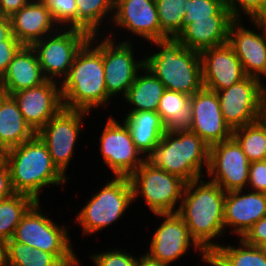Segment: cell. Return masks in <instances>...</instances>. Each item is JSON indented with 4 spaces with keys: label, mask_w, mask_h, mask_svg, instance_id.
<instances>
[{
    "label": "cell",
    "mask_w": 266,
    "mask_h": 266,
    "mask_svg": "<svg viewBox=\"0 0 266 266\" xmlns=\"http://www.w3.org/2000/svg\"><path fill=\"white\" fill-rule=\"evenodd\" d=\"M225 195L226 192L208 178L186 182L177 214L205 252H213L220 245L215 240L222 241L225 237Z\"/></svg>",
    "instance_id": "cell-1"
},
{
    "label": "cell",
    "mask_w": 266,
    "mask_h": 266,
    "mask_svg": "<svg viewBox=\"0 0 266 266\" xmlns=\"http://www.w3.org/2000/svg\"><path fill=\"white\" fill-rule=\"evenodd\" d=\"M60 89L63 108L91 113L104 105L110 107L112 99L106 90L103 55L89 39L76 53Z\"/></svg>",
    "instance_id": "cell-2"
},
{
    "label": "cell",
    "mask_w": 266,
    "mask_h": 266,
    "mask_svg": "<svg viewBox=\"0 0 266 266\" xmlns=\"http://www.w3.org/2000/svg\"><path fill=\"white\" fill-rule=\"evenodd\" d=\"M5 163L10 169L15 193L30 196L36 202H41L43 190L55 185L65 187L71 182L53 164L46 145L37 135L5 151Z\"/></svg>",
    "instance_id": "cell-3"
},
{
    "label": "cell",
    "mask_w": 266,
    "mask_h": 266,
    "mask_svg": "<svg viewBox=\"0 0 266 266\" xmlns=\"http://www.w3.org/2000/svg\"><path fill=\"white\" fill-rule=\"evenodd\" d=\"M149 44L157 50L154 48L152 54L145 51V67L165 89L192 96L204 87L199 51L184 47L176 37L152 40Z\"/></svg>",
    "instance_id": "cell-4"
},
{
    "label": "cell",
    "mask_w": 266,
    "mask_h": 266,
    "mask_svg": "<svg viewBox=\"0 0 266 266\" xmlns=\"http://www.w3.org/2000/svg\"><path fill=\"white\" fill-rule=\"evenodd\" d=\"M210 146L192 131H165L154 152L147 158L155 166L186 182L205 177ZM204 174V175H203Z\"/></svg>",
    "instance_id": "cell-5"
},
{
    "label": "cell",
    "mask_w": 266,
    "mask_h": 266,
    "mask_svg": "<svg viewBox=\"0 0 266 266\" xmlns=\"http://www.w3.org/2000/svg\"><path fill=\"white\" fill-rule=\"evenodd\" d=\"M108 178L100 190L75 215L73 224L79 225L86 237L101 233L123 219L133 205V190L129 177ZM110 179V180H109Z\"/></svg>",
    "instance_id": "cell-6"
},
{
    "label": "cell",
    "mask_w": 266,
    "mask_h": 266,
    "mask_svg": "<svg viewBox=\"0 0 266 266\" xmlns=\"http://www.w3.org/2000/svg\"><path fill=\"white\" fill-rule=\"evenodd\" d=\"M36 202L22 217L13 239L32 248L55 254L66 266H78V254L74 253L68 226L59 225Z\"/></svg>",
    "instance_id": "cell-7"
},
{
    "label": "cell",
    "mask_w": 266,
    "mask_h": 266,
    "mask_svg": "<svg viewBox=\"0 0 266 266\" xmlns=\"http://www.w3.org/2000/svg\"><path fill=\"white\" fill-rule=\"evenodd\" d=\"M129 179L133 202L141 199L153 215L177 213L186 185L181 177L164 171L146 159Z\"/></svg>",
    "instance_id": "cell-8"
},
{
    "label": "cell",
    "mask_w": 266,
    "mask_h": 266,
    "mask_svg": "<svg viewBox=\"0 0 266 266\" xmlns=\"http://www.w3.org/2000/svg\"><path fill=\"white\" fill-rule=\"evenodd\" d=\"M89 40L102 52L108 96L123 100L138 72L145 66V55L136 59V43L132 44L133 41H121L105 34L90 36Z\"/></svg>",
    "instance_id": "cell-9"
},
{
    "label": "cell",
    "mask_w": 266,
    "mask_h": 266,
    "mask_svg": "<svg viewBox=\"0 0 266 266\" xmlns=\"http://www.w3.org/2000/svg\"><path fill=\"white\" fill-rule=\"evenodd\" d=\"M88 115L86 111L62 108L36 133L46 145L53 164L68 179L67 169Z\"/></svg>",
    "instance_id": "cell-10"
},
{
    "label": "cell",
    "mask_w": 266,
    "mask_h": 266,
    "mask_svg": "<svg viewBox=\"0 0 266 266\" xmlns=\"http://www.w3.org/2000/svg\"><path fill=\"white\" fill-rule=\"evenodd\" d=\"M89 37L82 30L60 27L32 44L44 76L61 83L68 75L76 53Z\"/></svg>",
    "instance_id": "cell-11"
},
{
    "label": "cell",
    "mask_w": 266,
    "mask_h": 266,
    "mask_svg": "<svg viewBox=\"0 0 266 266\" xmlns=\"http://www.w3.org/2000/svg\"><path fill=\"white\" fill-rule=\"evenodd\" d=\"M105 125L100 131L99 152L103 164L108 166L114 177H129L146 160L136 148L129 128L112 114L107 115Z\"/></svg>",
    "instance_id": "cell-12"
},
{
    "label": "cell",
    "mask_w": 266,
    "mask_h": 266,
    "mask_svg": "<svg viewBox=\"0 0 266 266\" xmlns=\"http://www.w3.org/2000/svg\"><path fill=\"white\" fill-rule=\"evenodd\" d=\"M110 26L111 28H108L109 30L106 31L105 35L113 39L120 38V35L117 34L122 33V31H128L127 34L133 36L130 39L129 36L127 37L122 33L123 38H127H122V41H131L132 39L135 41L138 37V41L142 40L141 43L143 40L145 43L146 41L149 43L152 40L168 38L161 30L155 0H115ZM114 27L118 33H113Z\"/></svg>",
    "instance_id": "cell-13"
},
{
    "label": "cell",
    "mask_w": 266,
    "mask_h": 266,
    "mask_svg": "<svg viewBox=\"0 0 266 266\" xmlns=\"http://www.w3.org/2000/svg\"><path fill=\"white\" fill-rule=\"evenodd\" d=\"M160 221L151 235L148 250L145 253L152 259L174 264L180 261L190 248L193 252L203 255L205 251L191 237L188 227L177 213L154 214ZM194 249V250H193Z\"/></svg>",
    "instance_id": "cell-14"
},
{
    "label": "cell",
    "mask_w": 266,
    "mask_h": 266,
    "mask_svg": "<svg viewBox=\"0 0 266 266\" xmlns=\"http://www.w3.org/2000/svg\"><path fill=\"white\" fill-rule=\"evenodd\" d=\"M250 161L237 141L231 137L209 148L206 178L225 192L247 189Z\"/></svg>",
    "instance_id": "cell-15"
},
{
    "label": "cell",
    "mask_w": 266,
    "mask_h": 266,
    "mask_svg": "<svg viewBox=\"0 0 266 266\" xmlns=\"http://www.w3.org/2000/svg\"><path fill=\"white\" fill-rule=\"evenodd\" d=\"M263 82L245 76L229 88L217 91L225 123L231 130L259 120Z\"/></svg>",
    "instance_id": "cell-16"
},
{
    "label": "cell",
    "mask_w": 266,
    "mask_h": 266,
    "mask_svg": "<svg viewBox=\"0 0 266 266\" xmlns=\"http://www.w3.org/2000/svg\"><path fill=\"white\" fill-rule=\"evenodd\" d=\"M243 21L247 23L244 19H236L231 24L228 44L241 61L245 75L256 77L264 82L266 79V36L252 20H249V23L253 30L249 26L247 28L246 24L243 26Z\"/></svg>",
    "instance_id": "cell-17"
},
{
    "label": "cell",
    "mask_w": 266,
    "mask_h": 266,
    "mask_svg": "<svg viewBox=\"0 0 266 266\" xmlns=\"http://www.w3.org/2000/svg\"><path fill=\"white\" fill-rule=\"evenodd\" d=\"M209 146L232 137L225 123L217 92L202 88L191 96V130Z\"/></svg>",
    "instance_id": "cell-18"
},
{
    "label": "cell",
    "mask_w": 266,
    "mask_h": 266,
    "mask_svg": "<svg viewBox=\"0 0 266 266\" xmlns=\"http://www.w3.org/2000/svg\"><path fill=\"white\" fill-rule=\"evenodd\" d=\"M26 123L37 133L62 108L60 83L47 80L43 84L12 93Z\"/></svg>",
    "instance_id": "cell-19"
},
{
    "label": "cell",
    "mask_w": 266,
    "mask_h": 266,
    "mask_svg": "<svg viewBox=\"0 0 266 266\" xmlns=\"http://www.w3.org/2000/svg\"><path fill=\"white\" fill-rule=\"evenodd\" d=\"M265 216L266 193L248 189L226 192L224 202L225 234L230 233V235L241 238L252 225ZM228 228L230 231L227 230Z\"/></svg>",
    "instance_id": "cell-20"
},
{
    "label": "cell",
    "mask_w": 266,
    "mask_h": 266,
    "mask_svg": "<svg viewBox=\"0 0 266 266\" xmlns=\"http://www.w3.org/2000/svg\"><path fill=\"white\" fill-rule=\"evenodd\" d=\"M204 88L220 91L231 87L246 75L232 47L225 43L200 51Z\"/></svg>",
    "instance_id": "cell-21"
},
{
    "label": "cell",
    "mask_w": 266,
    "mask_h": 266,
    "mask_svg": "<svg viewBox=\"0 0 266 266\" xmlns=\"http://www.w3.org/2000/svg\"><path fill=\"white\" fill-rule=\"evenodd\" d=\"M12 35L22 44L31 46L60 27L42 0H32L11 17Z\"/></svg>",
    "instance_id": "cell-22"
},
{
    "label": "cell",
    "mask_w": 266,
    "mask_h": 266,
    "mask_svg": "<svg viewBox=\"0 0 266 266\" xmlns=\"http://www.w3.org/2000/svg\"><path fill=\"white\" fill-rule=\"evenodd\" d=\"M236 19L232 15H212L192 19L176 37L184 47L196 51L228 43L229 29Z\"/></svg>",
    "instance_id": "cell-23"
},
{
    "label": "cell",
    "mask_w": 266,
    "mask_h": 266,
    "mask_svg": "<svg viewBox=\"0 0 266 266\" xmlns=\"http://www.w3.org/2000/svg\"><path fill=\"white\" fill-rule=\"evenodd\" d=\"M47 80L32 46L23 45L0 80V92L11 95L23 89L37 87Z\"/></svg>",
    "instance_id": "cell-24"
},
{
    "label": "cell",
    "mask_w": 266,
    "mask_h": 266,
    "mask_svg": "<svg viewBox=\"0 0 266 266\" xmlns=\"http://www.w3.org/2000/svg\"><path fill=\"white\" fill-rule=\"evenodd\" d=\"M122 121L129 128L136 148L147 159L159 144L166 129L160 115L153 111H127Z\"/></svg>",
    "instance_id": "cell-25"
},
{
    "label": "cell",
    "mask_w": 266,
    "mask_h": 266,
    "mask_svg": "<svg viewBox=\"0 0 266 266\" xmlns=\"http://www.w3.org/2000/svg\"><path fill=\"white\" fill-rule=\"evenodd\" d=\"M35 135L14 98L0 92V148L7 151L31 140Z\"/></svg>",
    "instance_id": "cell-26"
},
{
    "label": "cell",
    "mask_w": 266,
    "mask_h": 266,
    "mask_svg": "<svg viewBox=\"0 0 266 266\" xmlns=\"http://www.w3.org/2000/svg\"><path fill=\"white\" fill-rule=\"evenodd\" d=\"M143 73V74H142ZM163 83L145 66L138 72L134 83L130 86L124 105L128 111L157 112L160 99L165 91ZM127 103V104H125Z\"/></svg>",
    "instance_id": "cell-27"
},
{
    "label": "cell",
    "mask_w": 266,
    "mask_h": 266,
    "mask_svg": "<svg viewBox=\"0 0 266 266\" xmlns=\"http://www.w3.org/2000/svg\"><path fill=\"white\" fill-rule=\"evenodd\" d=\"M157 113L167 131L176 133L191 130V96L166 89Z\"/></svg>",
    "instance_id": "cell-28"
},
{
    "label": "cell",
    "mask_w": 266,
    "mask_h": 266,
    "mask_svg": "<svg viewBox=\"0 0 266 266\" xmlns=\"http://www.w3.org/2000/svg\"><path fill=\"white\" fill-rule=\"evenodd\" d=\"M75 1L78 10L77 29L89 36L105 34L113 18L115 0Z\"/></svg>",
    "instance_id": "cell-29"
},
{
    "label": "cell",
    "mask_w": 266,
    "mask_h": 266,
    "mask_svg": "<svg viewBox=\"0 0 266 266\" xmlns=\"http://www.w3.org/2000/svg\"><path fill=\"white\" fill-rule=\"evenodd\" d=\"M35 203L36 201L32 197L17 193L0 201L1 239L9 241L13 238L22 217Z\"/></svg>",
    "instance_id": "cell-30"
},
{
    "label": "cell",
    "mask_w": 266,
    "mask_h": 266,
    "mask_svg": "<svg viewBox=\"0 0 266 266\" xmlns=\"http://www.w3.org/2000/svg\"><path fill=\"white\" fill-rule=\"evenodd\" d=\"M7 266H66L55 254L32 248L15 241H7Z\"/></svg>",
    "instance_id": "cell-31"
},
{
    "label": "cell",
    "mask_w": 266,
    "mask_h": 266,
    "mask_svg": "<svg viewBox=\"0 0 266 266\" xmlns=\"http://www.w3.org/2000/svg\"><path fill=\"white\" fill-rule=\"evenodd\" d=\"M238 246L232 243H224L213 251L226 266H266V256L262 251L253 245L245 243L237 238Z\"/></svg>",
    "instance_id": "cell-32"
},
{
    "label": "cell",
    "mask_w": 266,
    "mask_h": 266,
    "mask_svg": "<svg viewBox=\"0 0 266 266\" xmlns=\"http://www.w3.org/2000/svg\"><path fill=\"white\" fill-rule=\"evenodd\" d=\"M232 137L250 162L266 160V127L259 120L232 130Z\"/></svg>",
    "instance_id": "cell-33"
},
{
    "label": "cell",
    "mask_w": 266,
    "mask_h": 266,
    "mask_svg": "<svg viewBox=\"0 0 266 266\" xmlns=\"http://www.w3.org/2000/svg\"><path fill=\"white\" fill-rule=\"evenodd\" d=\"M188 0H155L161 30L168 37H177Z\"/></svg>",
    "instance_id": "cell-34"
},
{
    "label": "cell",
    "mask_w": 266,
    "mask_h": 266,
    "mask_svg": "<svg viewBox=\"0 0 266 266\" xmlns=\"http://www.w3.org/2000/svg\"><path fill=\"white\" fill-rule=\"evenodd\" d=\"M181 21V31L192 19L210 18L212 15H232L226 6V0H188Z\"/></svg>",
    "instance_id": "cell-35"
},
{
    "label": "cell",
    "mask_w": 266,
    "mask_h": 266,
    "mask_svg": "<svg viewBox=\"0 0 266 266\" xmlns=\"http://www.w3.org/2000/svg\"><path fill=\"white\" fill-rule=\"evenodd\" d=\"M61 28L77 29L78 10L75 0H42Z\"/></svg>",
    "instance_id": "cell-36"
},
{
    "label": "cell",
    "mask_w": 266,
    "mask_h": 266,
    "mask_svg": "<svg viewBox=\"0 0 266 266\" xmlns=\"http://www.w3.org/2000/svg\"><path fill=\"white\" fill-rule=\"evenodd\" d=\"M139 256L140 252L139 255L135 256L126 249L115 247L102 251V253L101 251L91 253L88 258L95 266H138Z\"/></svg>",
    "instance_id": "cell-37"
},
{
    "label": "cell",
    "mask_w": 266,
    "mask_h": 266,
    "mask_svg": "<svg viewBox=\"0 0 266 266\" xmlns=\"http://www.w3.org/2000/svg\"><path fill=\"white\" fill-rule=\"evenodd\" d=\"M226 6L235 19H243L247 16L248 20H252L266 8V0H226Z\"/></svg>",
    "instance_id": "cell-38"
},
{
    "label": "cell",
    "mask_w": 266,
    "mask_h": 266,
    "mask_svg": "<svg viewBox=\"0 0 266 266\" xmlns=\"http://www.w3.org/2000/svg\"><path fill=\"white\" fill-rule=\"evenodd\" d=\"M248 175L247 189L266 193V160L250 162Z\"/></svg>",
    "instance_id": "cell-39"
},
{
    "label": "cell",
    "mask_w": 266,
    "mask_h": 266,
    "mask_svg": "<svg viewBox=\"0 0 266 266\" xmlns=\"http://www.w3.org/2000/svg\"><path fill=\"white\" fill-rule=\"evenodd\" d=\"M23 45L12 35L0 45V80L5 75L9 63Z\"/></svg>",
    "instance_id": "cell-40"
},
{
    "label": "cell",
    "mask_w": 266,
    "mask_h": 266,
    "mask_svg": "<svg viewBox=\"0 0 266 266\" xmlns=\"http://www.w3.org/2000/svg\"><path fill=\"white\" fill-rule=\"evenodd\" d=\"M241 239L245 243L257 247L266 242V216L252 225Z\"/></svg>",
    "instance_id": "cell-41"
},
{
    "label": "cell",
    "mask_w": 266,
    "mask_h": 266,
    "mask_svg": "<svg viewBox=\"0 0 266 266\" xmlns=\"http://www.w3.org/2000/svg\"><path fill=\"white\" fill-rule=\"evenodd\" d=\"M15 191L12 187L11 173L8 165L4 163L0 167V201L13 196Z\"/></svg>",
    "instance_id": "cell-42"
},
{
    "label": "cell",
    "mask_w": 266,
    "mask_h": 266,
    "mask_svg": "<svg viewBox=\"0 0 266 266\" xmlns=\"http://www.w3.org/2000/svg\"><path fill=\"white\" fill-rule=\"evenodd\" d=\"M32 0H0V16L11 17Z\"/></svg>",
    "instance_id": "cell-43"
},
{
    "label": "cell",
    "mask_w": 266,
    "mask_h": 266,
    "mask_svg": "<svg viewBox=\"0 0 266 266\" xmlns=\"http://www.w3.org/2000/svg\"><path fill=\"white\" fill-rule=\"evenodd\" d=\"M12 36L11 21L9 17L0 16V45Z\"/></svg>",
    "instance_id": "cell-44"
},
{
    "label": "cell",
    "mask_w": 266,
    "mask_h": 266,
    "mask_svg": "<svg viewBox=\"0 0 266 266\" xmlns=\"http://www.w3.org/2000/svg\"><path fill=\"white\" fill-rule=\"evenodd\" d=\"M199 257L202 259L203 266H226V264L214 252H205ZM199 266H201V264Z\"/></svg>",
    "instance_id": "cell-45"
},
{
    "label": "cell",
    "mask_w": 266,
    "mask_h": 266,
    "mask_svg": "<svg viewBox=\"0 0 266 266\" xmlns=\"http://www.w3.org/2000/svg\"><path fill=\"white\" fill-rule=\"evenodd\" d=\"M138 266H171L168 263L161 262L159 260L152 259L146 253H142L139 256Z\"/></svg>",
    "instance_id": "cell-46"
},
{
    "label": "cell",
    "mask_w": 266,
    "mask_h": 266,
    "mask_svg": "<svg viewBox=\"0 0 266 266\" xmlns=\"http://www.w3.org/2000/svg\"><path fill=\"white\" fill-rule=\"evenodd\" d=\"M259 121L266 127V86L263 85L260 96Z\"/></svg>",
    "instance_id": "cell-47"
},
{
    "label": "cell",
    "mask_w": 266,
    "mask_h": 266,
    "mask_svg": "<svg viewBox=\"0 0 266 266\" xmlns=\"http://www.w3.org/2000/svg\"><path fill=\"white\" fill-rule=\"evenodd\" d=\"M252 21L261 29L262 33L266 36V8L259 12Z\"/></svg>",
    "instance_id": "cell-48"
},
{
    "label": "cell",
    "mask_w": 266,
    "mask_h": 266,
    "mask_svg": "<svg viewBox=\"0 0 266 266\" xmlns=\"http://www.w3.org/2000/svg\"><path fill=\"white\" fill-rule=\"evenodd\" d=\"M0 266H7V241L0 238Z\"/></svg>",
    "instance_id": "cell-49"
},
{
    "label": "cell",
    "mask_w": 266,
    "mask_h": 266,
    "mask_svg": "<svg viewBox=\"0 0 266 266\" xmlns=\"http://www.w3.org/2000/svg\"><path fill=\"white\" fill-rule=\"evenodd\" d=\"M5 163V151L0 148V167Z\"/></svg>",
    "instance_id": "cell-50"
},
{
    "label": "cell",
    "mask_w": 266,
    "mask_h": 266,
    "mask_svg": "<svg viewBox=\"0 0 266 266\" xmlns=\"http://www.w3.org/2000/svg\"><path fill=\"white\" fill-rule=\"evenodd\" d=\"M258 248L262 251V253L266 256V242L260 244Z\"/></svg>",
    "instance_id": "cell-51"
},
{
    "label": "cell",
    "mask_w": 266,
    "mask_h": 266,
    "mask_svg": "<svg viewBox=\"0 0 266 266\" xmlns=\"http://www.w3.org/2000/svg\"><path fill=\"white\" fill-rule=\"evenodd\" d=\"M81 263H82V261H79L78 266H81L82 265Z\"/></svg>",
    "instance_id": "cell-52"
}]
</instances>
